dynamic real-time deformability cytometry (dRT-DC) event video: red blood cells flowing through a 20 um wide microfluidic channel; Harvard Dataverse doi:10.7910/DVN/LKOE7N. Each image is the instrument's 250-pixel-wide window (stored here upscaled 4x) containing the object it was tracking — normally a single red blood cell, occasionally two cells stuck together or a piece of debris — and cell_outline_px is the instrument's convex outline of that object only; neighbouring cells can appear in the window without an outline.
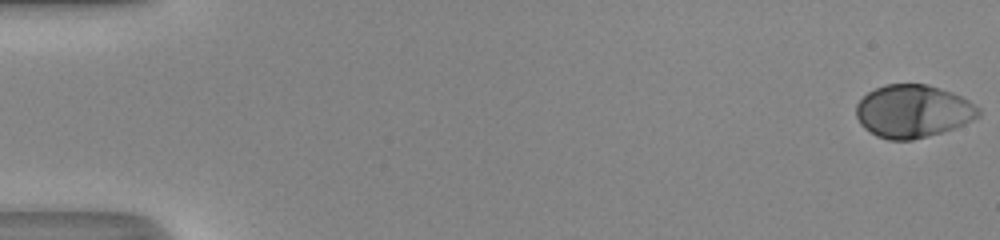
{"species": "human", "species_latin": "Homo sapiens", "temperature_condition": "room temperature", "stored_images_in_passage": 51, "camera_frame_rate_fps": 3000, "um_per_image_px": 0.085, "donor": {"sex": "male"}, "frame": {"image": 1, "passage_image": 1, "time_ms": 0.0, "image_size_px": [1000, 240], "cell_outline_px": [[980, 116], [964, 124], [940, 132], [912, 140], [888, 140], [876, 136], [864, 128], [860, 124], [856, 116], [856, 104], [868, 92], [884, 84], [928, 84], [952, 92], [968, 100], [980, 108]], "centroid_in_image_um": [77.58, 9.45], "position_along_channel_um": 7.4, "area_um2": 37.63}}
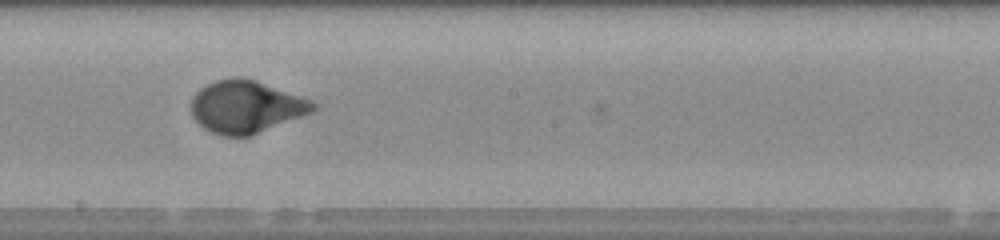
{"frame": {"image": 2, "passage_image": 30, "time_ms": 9.667, "image_size_px": [1000, 240], "cell_outline_px": [[320, 108], [312, 112], [252, 136], [224, 136], [212, 132], [204, 128], [192, 116], [192, 100], [196, 92], [200, 88], [216, 80], [236, 76], [244, 76], [256, 80], [312, 100]], "centroid_in_image_um": [20.94, 9.07], "position_along_channel_um": 227.3, "area_um2": 37.4}}
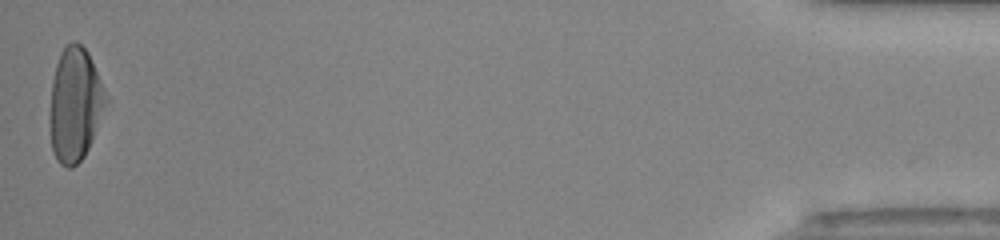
{"frame": {"image": 3, "passage_image": 51, "time_ms": 16.667, "image_size_px": [1000, 240], "cell_outline_px": [[108, 100], [92, 140], [84, 156], [72, 168], [68, 168], [60, 164], [56, 160], [52, 152], [52, 80], [56, 64], [60, 52], [72, 40], [76, 40], [88, 52], [100, 80]], "centroid_in_image_um": [6.39, 8.87], "position_along_channel_um": 428.8, "area_um2": 36.3}, "authors_computed_cell_mechanics": {"area_um2": 36.5874, "velocity_mm_per_s": 4.1932, "shape_relaxation_time_tau1_ms": 2.9149, "shape_relaxation_time_tau2_ms": null, "deformation_change_tau1": 0.1829, "deformation_change_tau2": null}}